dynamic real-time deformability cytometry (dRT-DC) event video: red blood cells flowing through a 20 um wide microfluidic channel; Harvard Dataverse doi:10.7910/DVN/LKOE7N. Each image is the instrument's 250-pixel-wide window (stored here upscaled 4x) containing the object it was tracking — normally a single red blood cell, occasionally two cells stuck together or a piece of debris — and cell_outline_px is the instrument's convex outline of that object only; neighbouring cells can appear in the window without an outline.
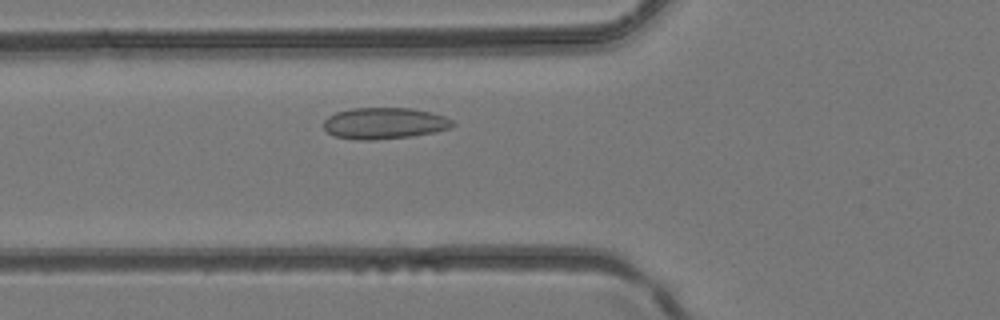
{"species": "common noctule bat (a hibernating species)", "species_latin": "Nyctalus noctula", "temperature_condition": "room temperature", "stored_images_in_passage": 34, "camera_frame_rate_fps": 3000, "um_per_image_px": 0.085, "animal": {"sex": "female", "body_mass_g": 24.6, "forearm_length_mm": 56.2}, "frame": {"image": 1, "passage_image": 8, "time_ms": 2.333, "image_size_px": [1000, 320], "cell_outline_px": [[456, 124], [452, 128], [436, 132], [412, 136], [372, 140], [356, 140], [336, 136], [328, 132], [324, 128], [324, 120], [328, 116], [336, 112], [352, 108], [412, 108], [432, 112], [444, 116], [452, 120]], "centroid_in_image_um": [32.71, 10.48], "position_along_channel_um": 93.1, "area_um2": 23.76}}
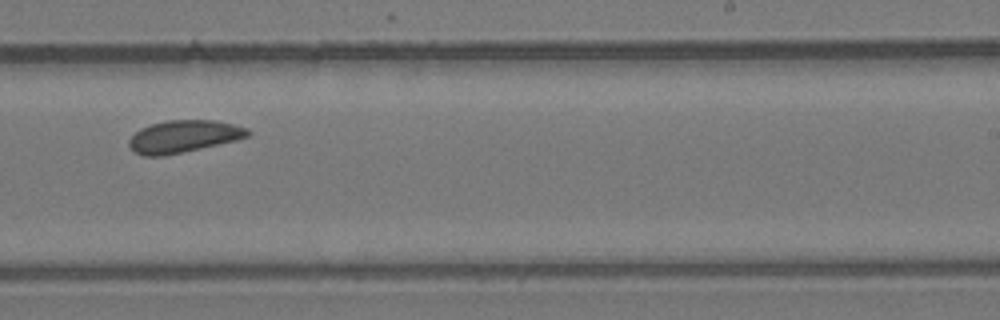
{"frame": {"image": 2, "passage_image": 19, "time_ms": 6.0, "image_size_px": [1000, 320], "cell_outline_px": [[252, 132], [248, 136], [236, 140], [184, 152], [164, 156], [144, 156], [132, 152], [128, 148], [128, 140], [140, 128], [152, 124], [168, 120], [212, 120], [232, 124], [248, 128]], "centroid_in_image_um": [15.57, 11.61], "position_along_channel_um": 273.4, "area_um2": 22.43}}
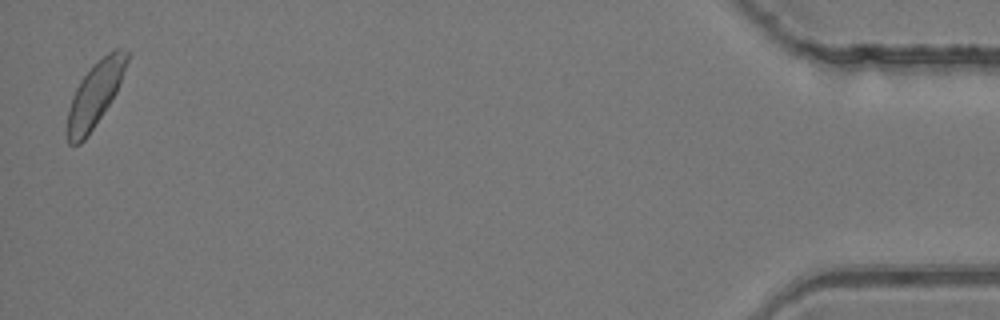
{"frame": {"image": 3, "passage_image": 34, "time_ms": 11.0, "image_size_px": [1000, 320], "cell_outline_px": [[128, 60], [116, 92], [84, 140], [80, 144], [68, 144], [64, 132], [68, 108], [72, 96], [80, 80], [108, 52], [116, 48], [124, 48], [128, 52]], "centroid_in_image_um": [8.01, 8.07], "position_along_channel_um": 427.2, "area_um2": 22.02}}